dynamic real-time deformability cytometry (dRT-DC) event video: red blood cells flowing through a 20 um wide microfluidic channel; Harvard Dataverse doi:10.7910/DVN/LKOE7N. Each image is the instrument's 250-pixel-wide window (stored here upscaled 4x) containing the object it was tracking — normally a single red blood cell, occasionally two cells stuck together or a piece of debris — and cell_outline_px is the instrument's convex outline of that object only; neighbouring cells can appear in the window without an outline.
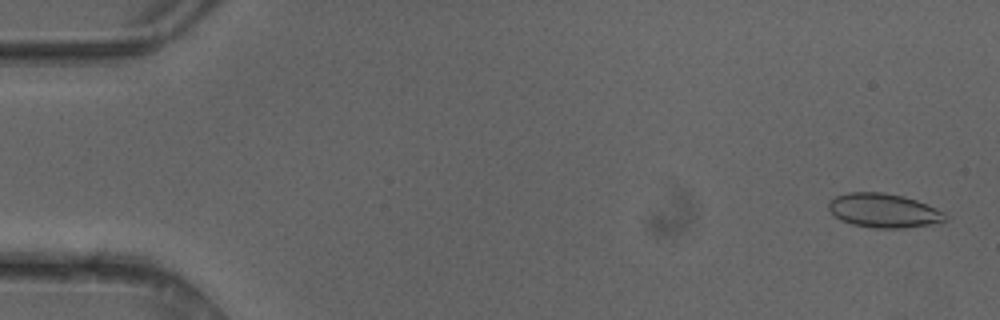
{"species": "common noctule bat (a hibernating species)", "species_latin": "Nyctalus noctula", "temperature_condition": "cold", "stored_images_in_passage": 49, "camera_frame_rate_fps": 3000, "um_per_image_px": 0.085, "animal": {"sex": "female"}, "frame": {"image": 1, "passage_image": 2, "time_ms": 0.333, "image_size_px": [1000, 320], "cell_outline_px": [[948, 220], [928, 224], [904, 228], [872, 228], [852, 224], [840, 220], [828, 208], [828, 204], [836, 196], [848, 192], [880, 192], [904, 196], [916, 200], [936, 208], [944, 212], [948, 216]], "centroid_in_image_um": [75.12, 17.9], "position_along_channel_um": 9.9, "area_um2": 23.06}}
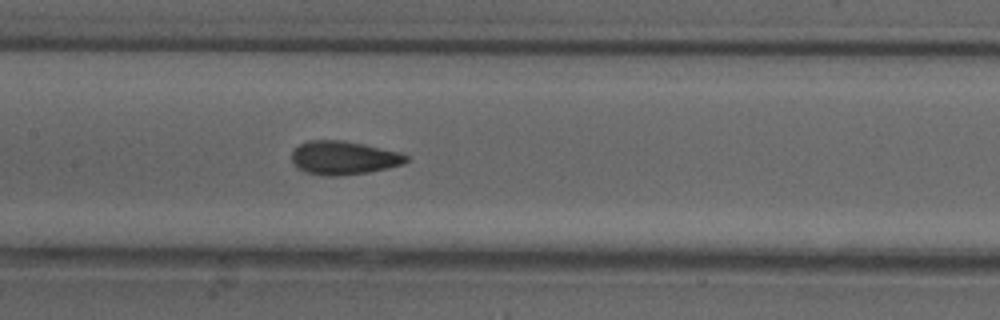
{"frame": {"image": 2, "passage_image": 24, "time_ms": 7.667, "image_size_px": [1000, 320], "cell_outline_px": [[408, 160], [404, 164], [388, 168], [368, 172], [340, 176], [324, 176], [304, 172], [292, 160], [292, 152], [300, 144], [308, 140], [344, 140], [364, 144], [400, 152], [408, 156]], "centroid_in_image_um": [29.24, 13.41], "position_along_channel_um": 178.2, "area_um2": 22.43}}
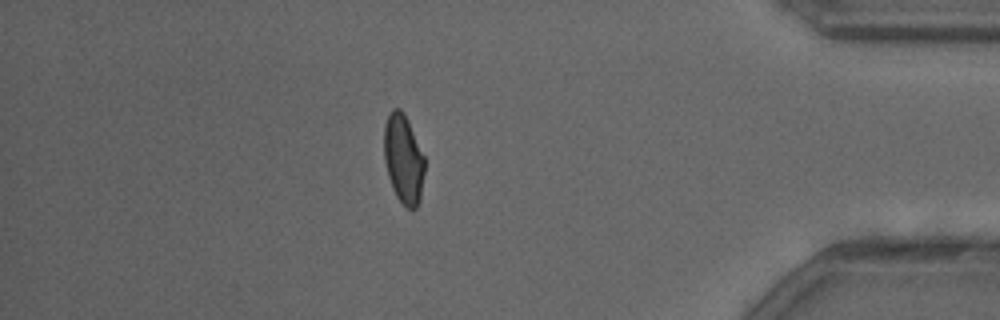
{"frame": {"image": 3, "passage_image": 43, "time_ms": 14.0, "image_size_px": [1000, 320], "cell_outline_px": [[424, 172], [420, 200], [416, 208], [412, 212], [396, 196], [392, 188], [388, 176], [384, 160], [384, 124], [388, 112], [392, 108], [400, 108], [404, 112], [408, 120], [424, 156]], "centroid_in_image_um": [34.28, 13.49], "position_along_channel_um": 400.9, "area_um2": 21.27}, "authors_computed_cell_mechanics": {"area_um2": 22.1374, "velocity_mm_per_s": 4.1558, "shape_relaxation_time_tau1_ms": 8.4718, "shape_relaxation_time_tau2_ms": 0.9506, "deformation_change_tau1": 0.1939, "deformation_change_tau2": 0.0672}}